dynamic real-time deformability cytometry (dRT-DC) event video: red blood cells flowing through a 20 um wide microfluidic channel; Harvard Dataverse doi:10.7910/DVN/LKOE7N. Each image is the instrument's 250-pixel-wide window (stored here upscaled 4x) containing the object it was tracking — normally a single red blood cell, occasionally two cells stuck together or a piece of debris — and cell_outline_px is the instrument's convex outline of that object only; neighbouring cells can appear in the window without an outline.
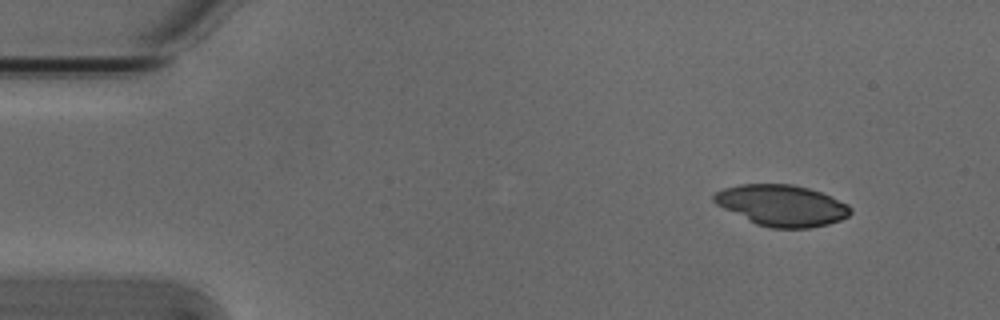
{"species": "Egyptian fruit bat (a non-hibernating species)", "species_latin": "Rousettus aegyptiacus", "temperature_condition": "cold", "stored_images_in_passage": 4, "segment_of_instrument_passage": [1, 2], "camera_frame_rate_fps": 3000, "um_per_image_px": 0.085, "animal": {"sex": "male"}, "frame": {"image": 1, "passage_image": 1, "time_ms": 0.0, "image_size_px": [1000, 320], "cell_outline_px": [[852, 212], [848, 216], [840, 220], [828, 224], [808, 228], [772, 228], [756, 224], [716, 204], [712, 200], [712, 196], [716, 192], [724, 188], [740, 184], [792, 184], [808, 188], [820, 192], [848, 204], [852, 208]], "centroid_in_image_um": [66.46, 17.46], "position_along_channel_um": 18.5, "area_um2": 32.6}}